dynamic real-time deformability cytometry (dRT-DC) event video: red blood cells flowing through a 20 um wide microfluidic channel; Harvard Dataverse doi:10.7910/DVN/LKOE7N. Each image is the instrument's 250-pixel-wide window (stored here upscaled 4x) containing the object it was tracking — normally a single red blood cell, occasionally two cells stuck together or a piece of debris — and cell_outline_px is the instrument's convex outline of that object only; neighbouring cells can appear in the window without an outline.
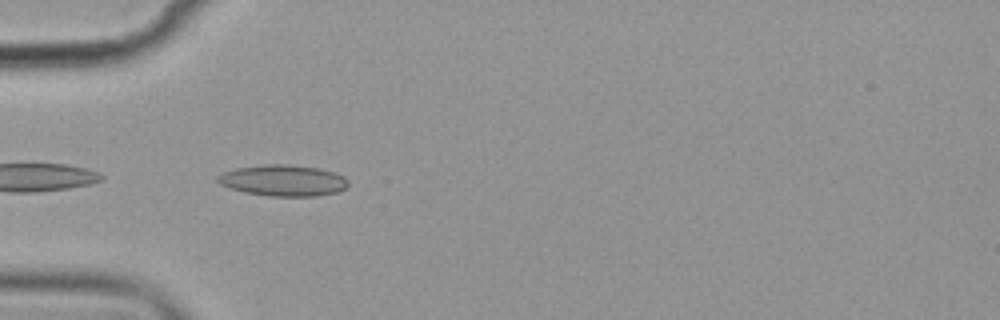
{"species": "common noctule bat (a hibernating species)", "species_latin": "Nyctalus noctula", "temperature_condition": "cold", "stored_images_in_passage": 7, "camera_frame_rate_fps": 3000, "um_per_image_px": 0.085, "animal": {"sex": "female", "body_mass_g": 19.9}, "frame": {"image": 1, "passage_image": 5, "time_ms": 5.333, "image_size_px": [1000, 320], "cell_outline_px": [[348, 184], [344, 188], [336, 192], [316, 196], [268, 196], [244, 192], [220, 184], [216, 180], [216, 176], [224, 172], [236, 168], [264, 164], [288, 164], [320, 168], [344, 176], [348, 180]], "centroid_in_image_um": [24.05, 15.33], "position_along_channel_um": 60.9, "area_um2": 23.7}}
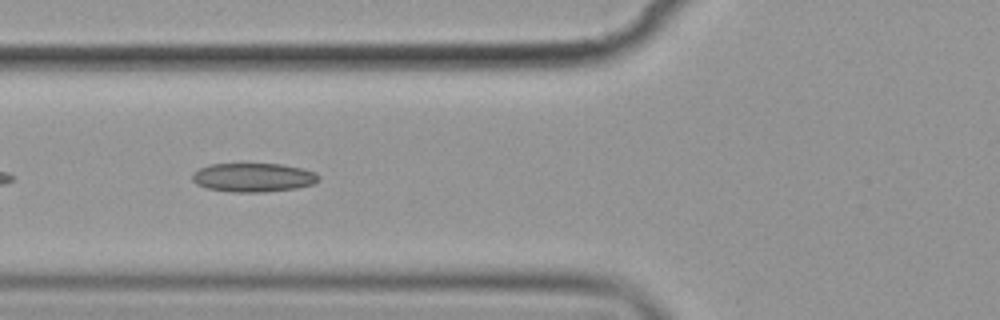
{"frame": {"image": 2, "passage_image": 6, "time_ms": 6.667, "image_size_px": [1000, 320], "cell_outline_px": [[320, 180], [312, 184], [296, 188], [264, 192], [232, 192], [208, 188], [196, 184], [192, 180], [192, 172], [200, 168], [212, 164], [280, 164], [300, 168], [316, 172], [320, 176]], "centroid_in_image_um": [21.53, 15.08], "position_along_channel_um": 104.3, "area_um2": 21.21}}
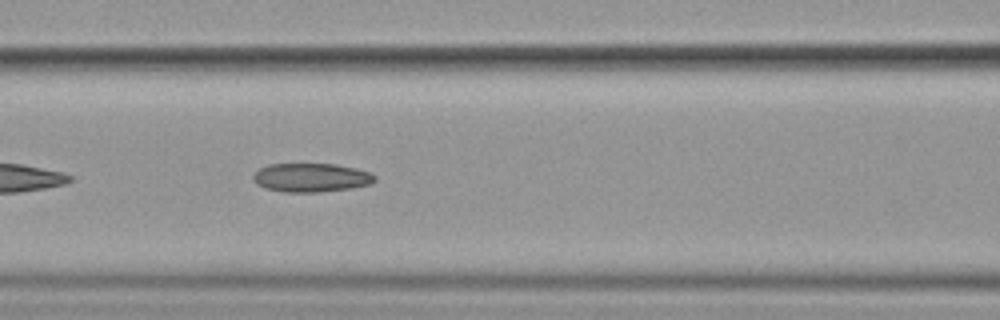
{"frame": {"image": 3, "passage_image": 7, "time_ms": 7.667, "image_size_px": [1000, 320], "cell_outline_px": [[376, 180], [372, 184], [352, 188], [320, 192], [284, 192], [264, 188], [256, 184], [252, 180], [252, 176], [260, 168], [268, 164], [336, 164], [356, 168], [368, 172], [376, 176]], "centroid_in_image_um": [26.44, 15.1], "position_along_channel_um": 140.2, "area_um2": 20.58}}